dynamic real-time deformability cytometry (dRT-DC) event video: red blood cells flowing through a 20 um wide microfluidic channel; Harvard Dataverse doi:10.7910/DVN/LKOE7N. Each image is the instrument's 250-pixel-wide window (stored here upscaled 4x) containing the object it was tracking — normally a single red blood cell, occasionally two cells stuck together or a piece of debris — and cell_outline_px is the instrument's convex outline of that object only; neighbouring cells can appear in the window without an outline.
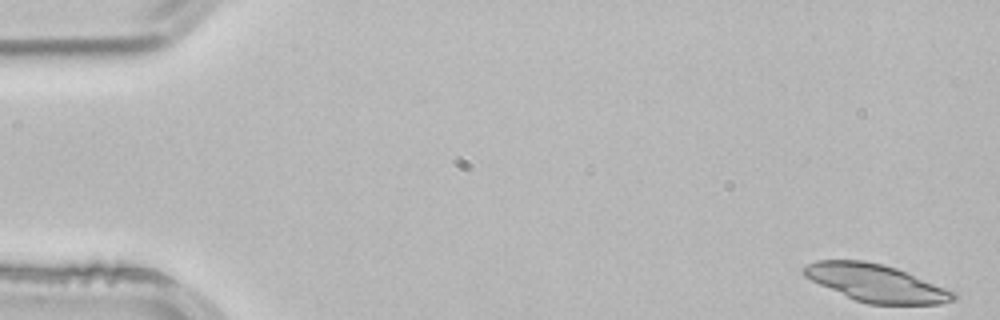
{"species": "common noctule bat (a hibernating species)", "species_latin": "Nyctalus noctula", "temperature_condition": "room temperature", "stored_images_in_passage": 4, "segment_of_instrument_passage": [2, 2], "camera_frame_rate_fps": 3000, "um_per_image_px": 0.085, "animal": {"sex": "male", "body_mass_g": 21.5, "forearm_length_mm": 52.0}, "frame": {"image": 1, "passage_image": 4, "time_ms": 1.0, "image_size_px": [1000, 320], "cell_outline_px": [[956, 296], [952, 300], [940, 304], [868, 304], [856, 300], [820, 284], [804, 276], [800, 272], [800, 268], [816, 260], [864, 260], [884, 264], [896, 268], [956, 292]], "centroid_in_image_um": [74.43, 24.04], "position_along_channel_um": 10.6, "area_um2": 32.37}}